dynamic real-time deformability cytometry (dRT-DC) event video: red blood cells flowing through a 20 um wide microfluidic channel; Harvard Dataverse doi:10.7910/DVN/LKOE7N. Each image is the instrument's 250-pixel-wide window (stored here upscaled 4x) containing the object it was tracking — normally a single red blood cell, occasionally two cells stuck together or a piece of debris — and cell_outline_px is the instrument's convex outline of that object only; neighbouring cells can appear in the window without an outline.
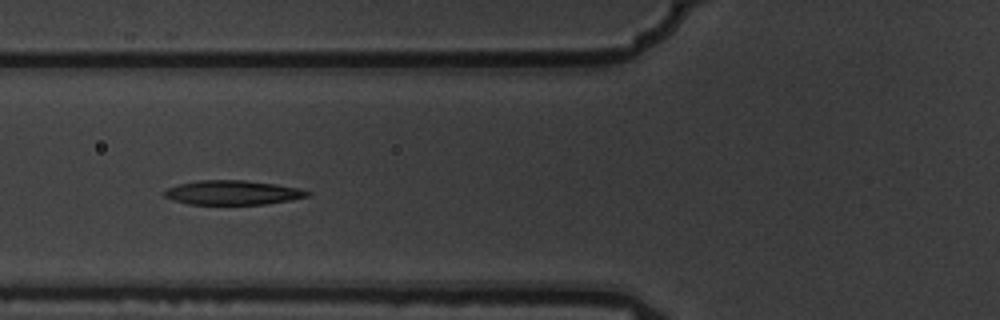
{"species": "common noctule bat (a hibernating species)", "species_latin": "Nyctalus noctula", "temperature_condition": "warm", "stored_images_in_passage": 14, "camera_frame_rate_fps": 3000, "um_per_image_px": 0.085, "animal": {"sex": "male", "body_mass_g": 19.5, "forearm_length_mm": 54.6}, "frame": {"image": 1, "passage_image": 5, "time_ms": 1.333, "image_size_px": [1000, 320], "cell_outline_px": [[312, 192], [308, 196], [288, 200], [264, 204], [188, 204], [172, 200], [164, 196], [160, 192], [168, 188], [180, 184], [200, 180], [244, 180], [276, 184], [296, 188]], "centroid_in_image_um": [19.72, 16.37], "position_along_channel_um": 106.1, "area_um2": 20.11}}
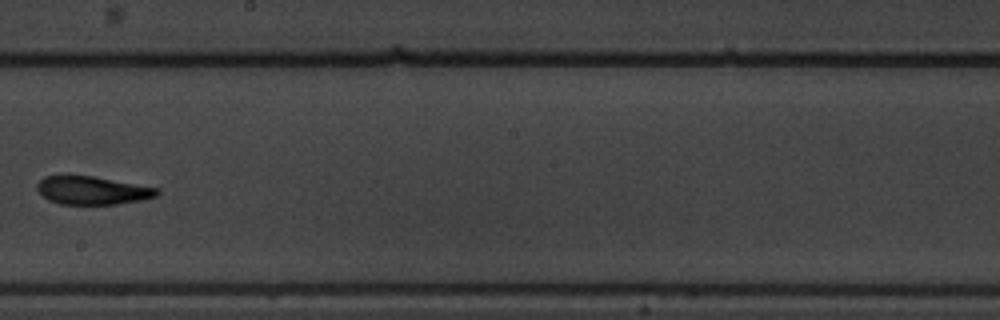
{"frame": {"image": 2, "passage_image": 8, "time_ms": 2.333, "image_size_px": [1000, 320], "cell_outline_px": [[160, 192], [156, 196], [140, 200], [116, 204], [60, 204], [48, 200], [36, 188], [36, 184], [44, 176], [92, 176], [160, 188]], "centroid_in_image_um": [7.86, 16.19], "position_along_channel_um": 240.3, "area_um2": 19.54}}
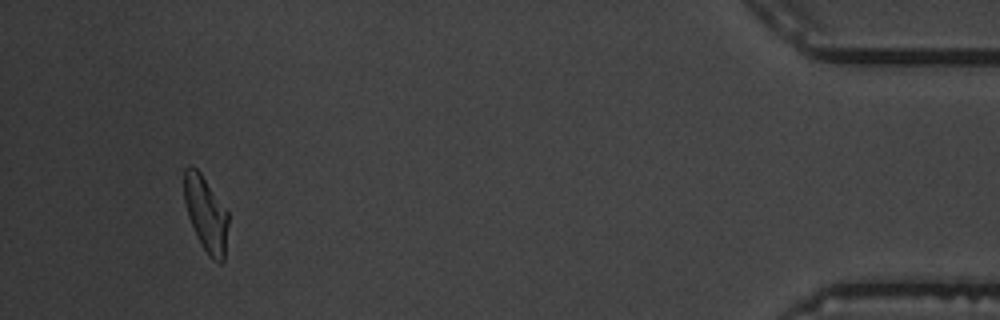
{"frame": {"image": 3, "passage_image": 13, "time_ms": 4.0, "image_size_px": [1000, 320], "cell_outline_px": [[228, 224], [224, 260], [220, 264], [212, 260], [208, 256], [200, 244], [196, 236], [188, 216], [184, 200], [184, 168], [188, 164], [192, 164], [200, 172], [228, 212]], "centroid_in_image_um": [17.49, 18.2], "position_along_channel_um": 417.7, "area_um2": 19.54}}